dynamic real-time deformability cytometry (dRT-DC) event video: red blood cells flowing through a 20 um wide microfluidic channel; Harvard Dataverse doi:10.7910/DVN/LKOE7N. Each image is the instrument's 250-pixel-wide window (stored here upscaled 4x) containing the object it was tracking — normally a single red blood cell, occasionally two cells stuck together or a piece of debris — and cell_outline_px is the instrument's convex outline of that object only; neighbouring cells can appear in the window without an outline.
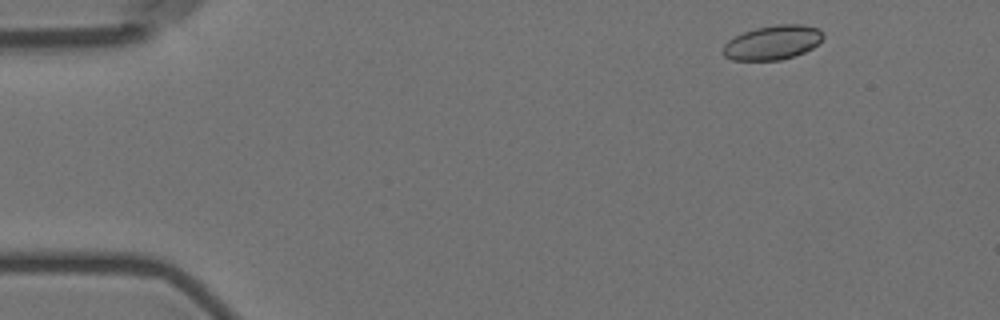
{"species": "Egyptian fruit bat (a non-hibernating species)", "species_latin": "Rousettus aegyptiacus", "temperature_condition": "room temperature", "stored_images_in_passage": 4, "camera_frame_rate_fps": 3000, "um_per_image_px": 0.085, "animal": {"sex": "female"}, "frame": {"image": 1, "passage_image": 1, "time_ms": 0.0, "image_size_px": [1000, 320], "cell_outline_px": [[824, 36], [812, 48], [796, 56], [780, 60], [732, 60], [724, 56], [720, 52], [724, 44], [728, 40], [744, 32], [756, 28], [776, 24], [804, 24], [820, 28], [824, 32]], "centroid_in_image_um": [65.67, 3.61], "position_along_channel_um": 19.3, "area_um2": 20.23}}
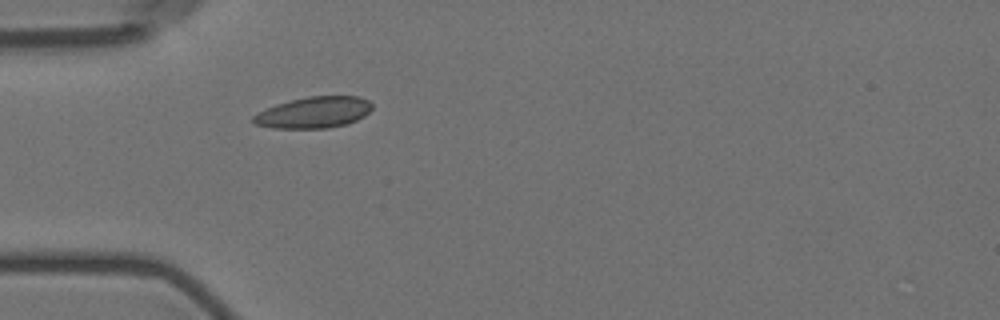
{"frame": {"image": 2, "passage_image": 4, "time_ms": 3.667, "image_size_px": [1000, 320], "cell_outline_px": [[372, 108], [364, 116], [348, 124], [328, 128], [272, 128], [256, 124], [252, 120], [252, 116], [256, 112], [276, 104], [308, 96], [360, 96], [368, 100], [372, 104]], "centroid_in_image_um": [26.67, 9.55], "position_along_channel_um": 58.3, "area_um2": 21.73}}